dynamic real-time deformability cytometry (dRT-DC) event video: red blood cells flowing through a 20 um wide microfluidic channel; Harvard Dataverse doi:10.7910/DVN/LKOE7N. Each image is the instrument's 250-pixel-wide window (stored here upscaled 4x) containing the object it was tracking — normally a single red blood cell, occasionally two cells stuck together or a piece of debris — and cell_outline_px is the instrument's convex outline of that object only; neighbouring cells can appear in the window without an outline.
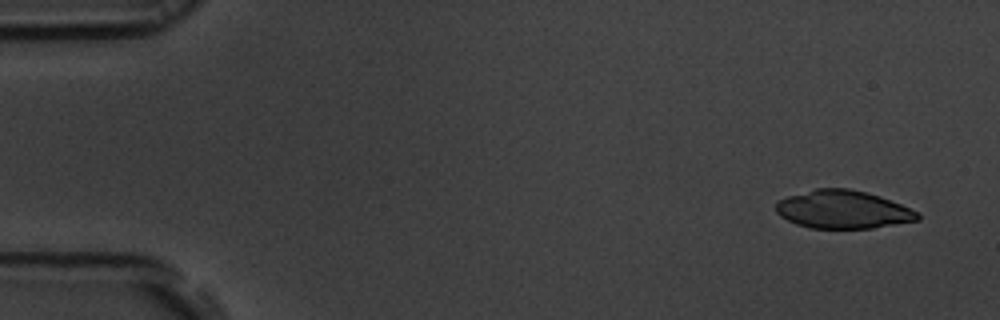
{"species": "common noctule bat (a hibernating species)", "species_latin": "Nyctalus noctula", "temperature_condition": "room temperature", "stored_images_in_passage": 14, "camera_frame_rate_fps": 3000, "um_per_image_px": 0.085, "animal": {"sex": "male", "body_mass_g": 19.5, "forearm_length_mm": 54.6}, "frame": {"image": 1, "passage_image": 3, "time_ms": 0.667, "image_size_px": [1000, 320], "cell_outline_px": [[920, 220], [872, 228], [808, 228], [796, 224], [780, 216], [776, 212], [776, 204], [780, 200], [788, 196], [816, 188], [848, 188], [868, 192], [880, 196], [900, 204], [916, 212], [920, 216]], "centroid_in_image_um": [71.64, 17.81], "position_along_channel_um": 13.4, "area_um2": 31.33}}